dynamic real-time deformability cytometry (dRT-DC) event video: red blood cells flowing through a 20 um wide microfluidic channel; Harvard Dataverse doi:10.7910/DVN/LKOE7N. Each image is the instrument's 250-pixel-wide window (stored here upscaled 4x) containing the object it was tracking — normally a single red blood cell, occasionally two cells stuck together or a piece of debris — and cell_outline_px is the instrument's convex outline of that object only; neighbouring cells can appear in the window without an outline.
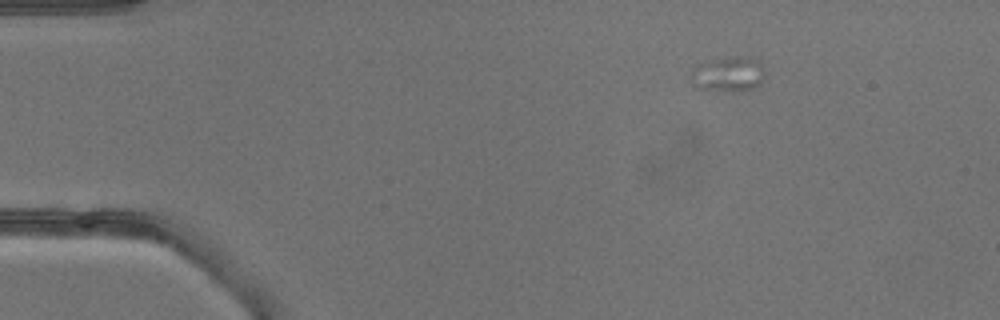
{"species": "common noctule bat (a hibernating species)", "species_latin": "Nyctalus noctula", "temperature_condition": "warm", "stored_images_in_passage": 9, "camera_frame_rate_fps": 3000, "um_per_image_px": 0.085, "animal": {"sex": "male", "body_mass_g": 13.3}, "frame": {"image": 1, "passage_image": 1, "time_ms": 0.0, "image_size_px": [1000, 320], "cell_outline_px": [[764, 76], [760, 84], [752, 88], [732, 92], [700, 88], [692, 76], [692, 72], [700, 64], [716, 60], [736, 56], [756, 60], [760, 64], [764, 72]], "centroid_in_image_um": [61.97, 6.33], "position_along_channel_um": 23.0, "area_um2": 14.22}}
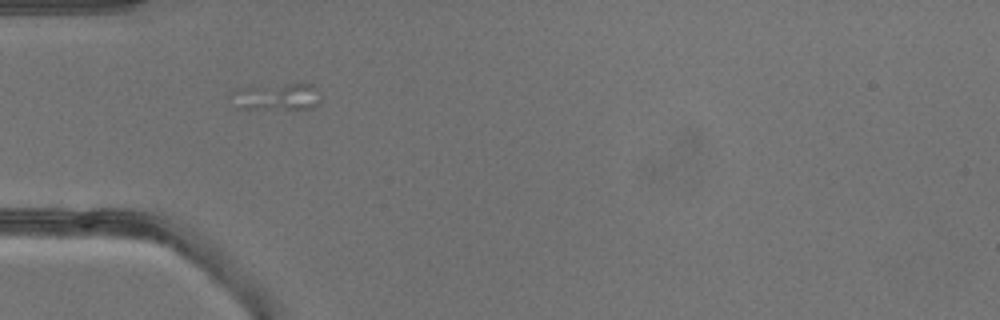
{"frame": {"image": 2, "passage_image": 8, "time_ms": 2.333, "image_size_px": [1000, 320], "cell_outline_px": [[320, 100], [312, 108], [236, 108], [232, 92], [240, 88], [288, 84], [312, 84]], "centroid_in_image_um": [23.52, 8.22], "position_along_channel_um": 61.5, "area_um2": 13.29}}